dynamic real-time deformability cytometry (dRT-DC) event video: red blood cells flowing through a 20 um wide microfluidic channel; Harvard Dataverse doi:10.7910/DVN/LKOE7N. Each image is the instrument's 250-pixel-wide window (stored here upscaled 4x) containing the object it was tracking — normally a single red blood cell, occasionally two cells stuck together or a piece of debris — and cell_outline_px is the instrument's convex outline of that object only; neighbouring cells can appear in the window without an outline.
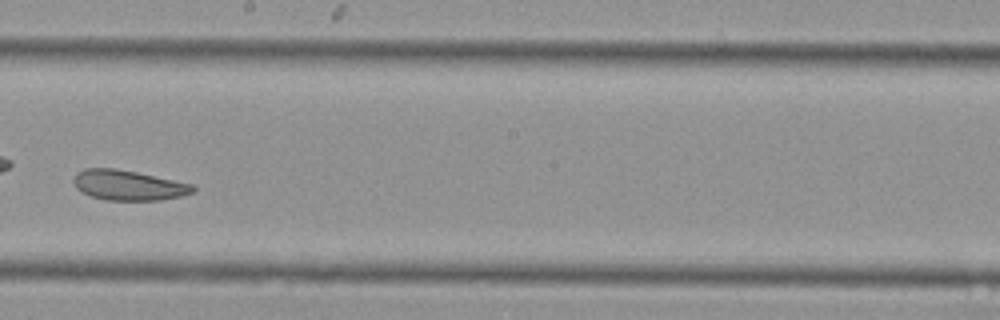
{"species": "Egyptian fruit bat (a non-hibernating species)", "species_latin": "Rousettus aegyptiacus", "temperature_condition": "cold", "stored_images_in_passage": 29, "camera_frame_rate_fps": 3000, "um_per_image_px": 0.085, "animal": {"sex": "female"}, "frame": {"image": 1, "passage_image": 17, "time_ms": 5.333, "image_size_px": [1000, 320], "cell_outline_px": [[196, 192], [180, 196], [160, 200], [108, 200], [92, 196], [80, 192], [76, 188], [72, 180], [76, 172], [84, 168], [116, 168], [136, 172], [192, 184], [196, 188]], "centroid_in_image_um": [10.88, 15.74], "position_along_channel_um": 237.3, "area_um2": 20.98}}